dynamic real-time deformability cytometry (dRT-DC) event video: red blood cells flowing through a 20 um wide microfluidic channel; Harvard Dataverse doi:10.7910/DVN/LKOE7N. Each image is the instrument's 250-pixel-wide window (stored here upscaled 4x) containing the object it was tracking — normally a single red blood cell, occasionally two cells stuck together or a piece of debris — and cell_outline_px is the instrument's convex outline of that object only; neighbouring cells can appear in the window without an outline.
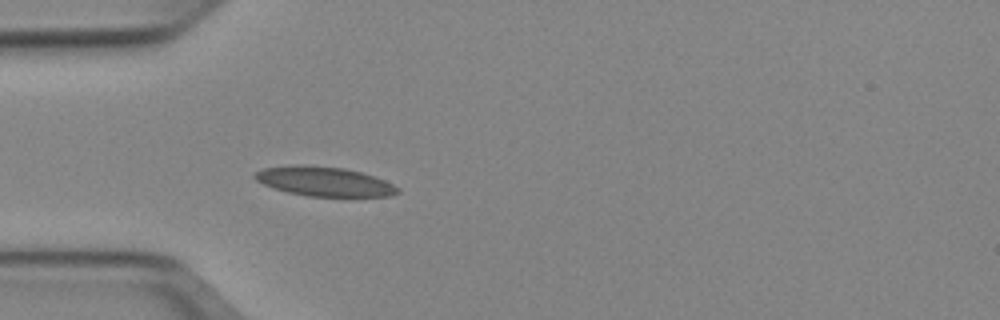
{"species": "Egyptian fruit bat (a non-hibernating species)", "species_latin": "Rousettus aegyptiacus", "temperature_condition": "cold", "stored_images_in_passage": 37, "camera_frame_rate_fps": 3000, "um_per_image_px": 0.085, "animal": {"sex": "female"}, "frame": {"image": 1, "passage_image": 1, "time_ms": 0.0, "image_size_px": [1000, 320], "cell_outline_px": [[400, 192], [392, 196], [308, 196], [288, 192], [264, 184], [256, 180], [252, 176], [256, 172], [264, 168], [296, 164], [304, 164], [344, 168], [360, 172], [384, 180], [400, 188]], "centroid_in_image_um": [27.56, 15.41], "position_along_channel_um": 57.4, "area_um2": 24.33}}
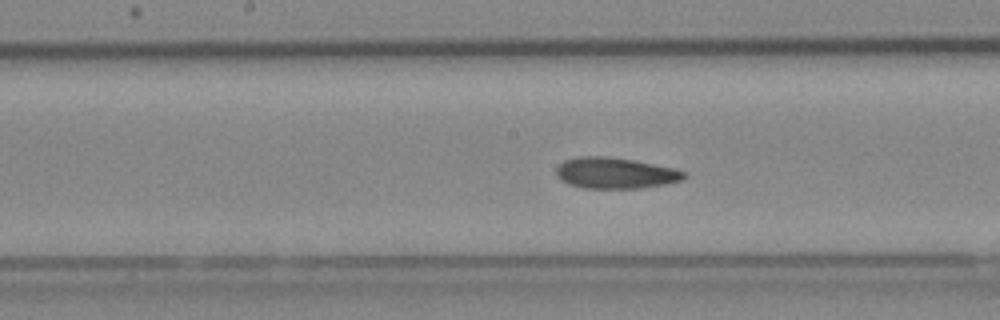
{"frame": {"image": 2, "passage_image": 12, "time_ms": 3.667, "image_size_px": [1000, 320], "cell_outline_px": [[688, 176], [680, 180], [664, 184], [640, 188], [584, 188], [568, 184], [556, 176], [556, 168], [564, 160], [580, 156], [608, 156], [632, 160], [676, 168], [688, 172]], "centroid_in_image_um": [52.31, 14.7], "position_along_channel_um": 195.9, "area_um2": 23.18}}
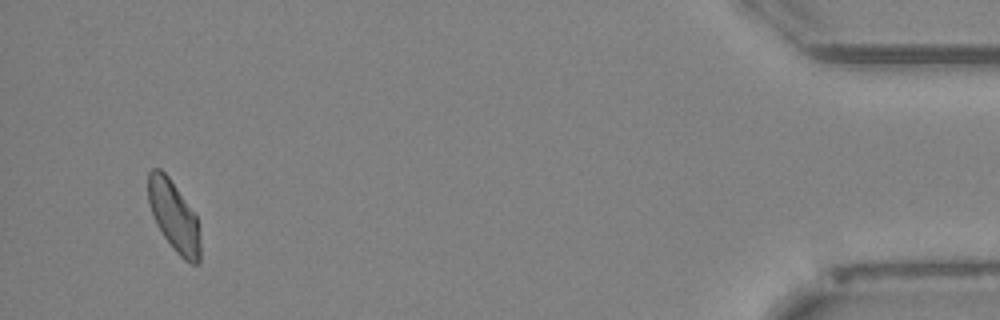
{"frame": {"image": 3, "passage_image": 35, "time_ms": 11.333, "image_size_px": [1000, 320], "cell_outline_px": [[200, 260], [196, 264], [192, 264], [184, 260], [176, 252], [164, 236], [156, 224], [148, 200], [148, 172], [152, 168], [160, 168], [168, 176], [196, 216], [200, 240]], "centroid_in_image_um": [14.77, 18.38], "position_along_channel_um": 420.4, "area_um2": 21.04}, "authors_computed_cell_mechanics": {"area_um2": 22.4842, "velocity_mm_per_s": 3.9124, "shape_relaxation_time_tau1_ms": null, "shape_relaxation_time_tau2_ms": 3.5821, "deformation_change_tau1": null, "deformation_change_tau2": 0.0913}}